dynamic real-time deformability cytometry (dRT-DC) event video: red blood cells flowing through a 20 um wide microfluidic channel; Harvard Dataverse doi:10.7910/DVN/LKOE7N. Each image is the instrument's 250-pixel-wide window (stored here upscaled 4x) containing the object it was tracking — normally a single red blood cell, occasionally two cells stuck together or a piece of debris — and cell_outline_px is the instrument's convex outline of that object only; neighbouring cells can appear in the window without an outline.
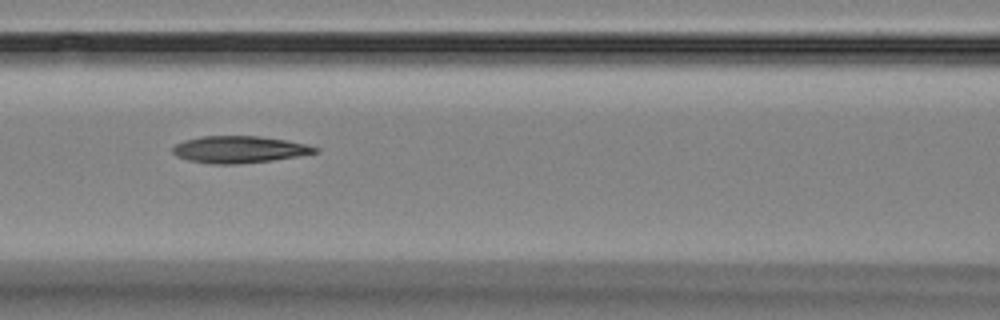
{"species": "Egyptian fruit bat (a non-hibernating species)", "species_latin": "Rousettus aegyptiacus", "temperature_condition": "room temperature", "stored_images_in_passage": 8, "camera_frame_rate_fps": 3000, "um_per_image_px": 0.085, "animal": {"sex": "female"}, "frame": {"image": 1, "passage_image": 5, "time_ms": 4.333, "image_size_px": [1000, 320], "cell_outline_px": [[320, 152], [272, 160], [236, 164], [216, 164], [188, 160], [176, 156], [172, 152], [172, 148], [176, 144], [184, 140], [200, 136], [260, 136], [288, 140], [320, 148]], "centroid_in_image_um": [20.33, 12.69], "position_along_channel_um": 146.3, "area_um2": 22.31}}
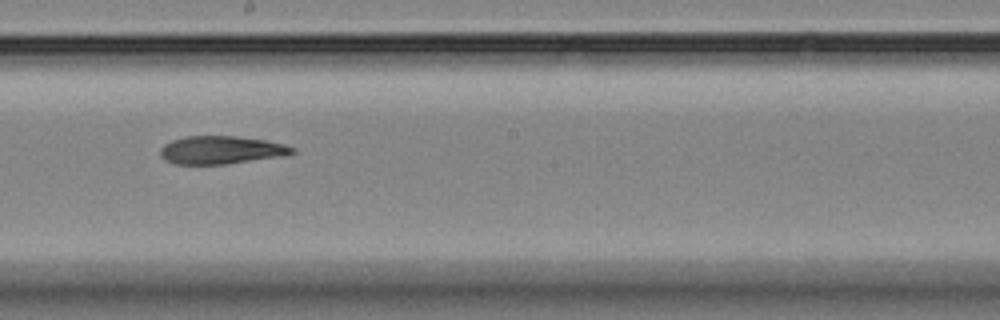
{"frame": {"image": 2, "passage_image": 7, "time_ms": 6.667, "image_size_px": [1000, 320], "cell_outline_px": [[296, 152], [288, 156], [224, 164], [176, 164], [164, 160], [160, 156], [160, 148], [164, 144], [172, 140], [184, 136], [236, 136], [264, 140], [284, 144], [296, 148]], "centroid_in_image_um": [18.82, 12.75], "position_along_channel_um": 229.4, "area_um2": 21.79}}
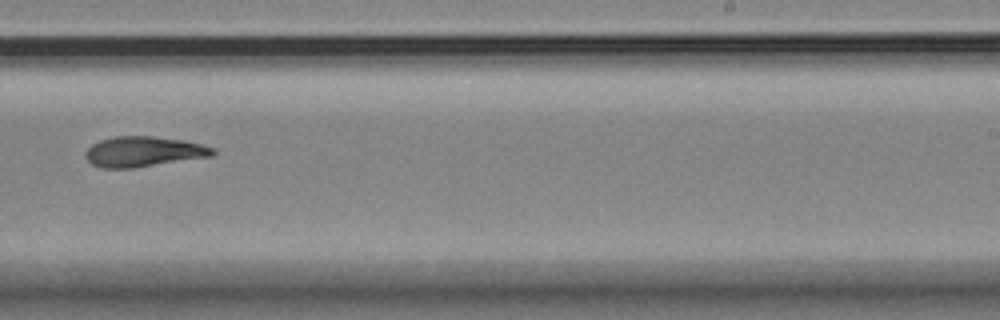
{"frame": {"image": 3, "passage_image": 8, "time_ms": 8.0, "image_size_px": [1000, 320], "cell_outline_px": [[216, 152], [212, 156], [132, 168], [100, 168], [92, 164], [84, 156], [84, 152], [92, 144], [100, 140], [112, 136], [152, 136], [180, 140], [200, 144], [216, 148]], "centroid_in_image_um": [12.16, 12.89], "position_along_channel_um": 276.8, "area_um2": 22.43}}